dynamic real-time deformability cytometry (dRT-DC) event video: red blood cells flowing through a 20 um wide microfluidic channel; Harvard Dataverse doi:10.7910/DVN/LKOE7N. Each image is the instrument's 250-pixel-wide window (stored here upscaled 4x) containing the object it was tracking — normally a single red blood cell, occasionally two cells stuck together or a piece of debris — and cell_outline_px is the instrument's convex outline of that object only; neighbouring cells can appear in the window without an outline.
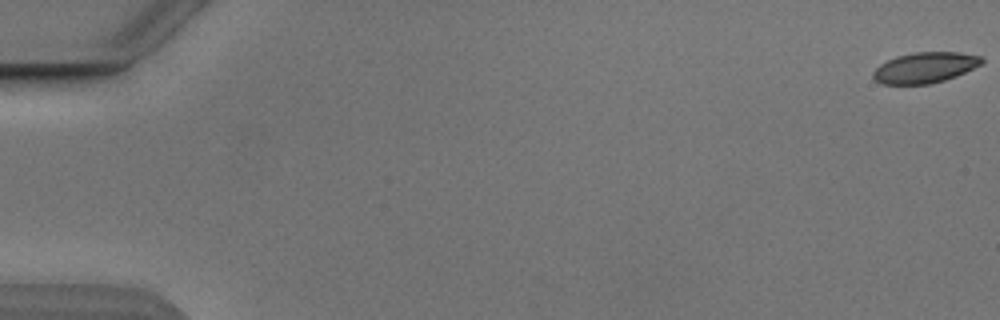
{"species": "Egyptian fruit bat (a non-hibernating species)", "species_latin": "Rousettus aegyptiacus", "temperature_condition": "cold", "stored_images_in_passage": 51, "camera_frame_rate_fps": 3000, "um_per_image_px": 0.085, "animal": {"sex": "male"}, "frame": {"image": 1, "passage_image": 1, "time_ms": 0.0, "image_size_px": [1000, 320], "cell_outline_px": [[984, 60], [980, 64], [956, 76], [944, 80], [928, 84], [880, 84], [872, 76], [872, 72], [880, 64], [896, 56], [912, 52], [960, 52], [980, 56]], "centroid_in_image_um": [78.58, 5.74], "position_along_channel_um": 6.4, "area_um2": 19.31}}
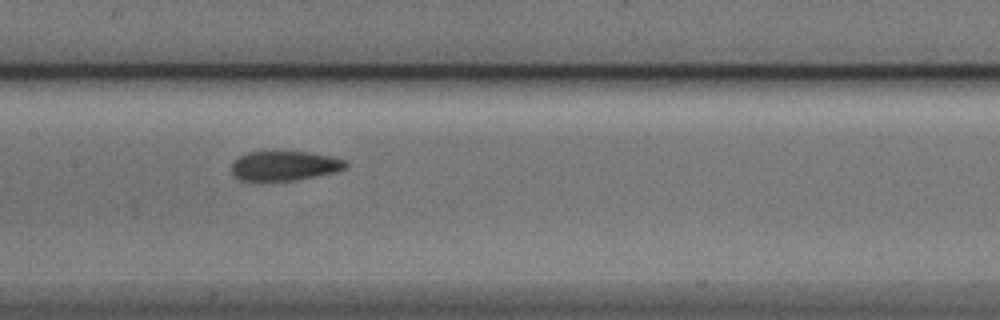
{"frame": {"image": 2, "passage_image": 28, "time_ms": 9.0, "image_size_px": [1000, 320], "cell_outline_px": [[348, 168], [336, 172], [296, 180], [264, 184], [256, 184], [236, 180], [232, 176], [232, 164], [240, 156], [248, 152], [312, 152], [344, 160], [348, 164]], "centroid_in_image_um": [24.11, 14.16], "position_along_channel_um": 183.3, "area_um2": 20.58}}
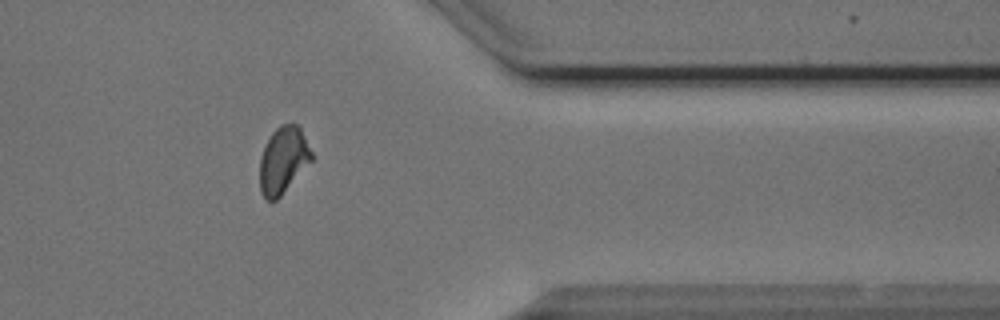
{"frame": {"image": 3, "passage_image": 45, "time_ms": 14.667, "image_size_px": [1000, 320], "cell_outline_px": [[312, 160], [280, 196], [276, 200], [268, 200], [260, 192], [260, 156], [272, 132], [280, 124], [296, 124], [300, 128], [312, 152]], "centroid_in_image_um": [24.06, 13.6], "position_along_channel_um": 387.3, "area_um2": 19.77}, "authors_computed_cell_mechanics": {"area_um2": 20.4612, "velocity_mm_per_s": 3.844, "shape_relaxation_time_tau1_ms": 4.7591, "shape_relaxation_time_tau2_ms": 1.715, "deformation_change_tau1": 0.1266, "deformation_change_tau2": 0.0614}}